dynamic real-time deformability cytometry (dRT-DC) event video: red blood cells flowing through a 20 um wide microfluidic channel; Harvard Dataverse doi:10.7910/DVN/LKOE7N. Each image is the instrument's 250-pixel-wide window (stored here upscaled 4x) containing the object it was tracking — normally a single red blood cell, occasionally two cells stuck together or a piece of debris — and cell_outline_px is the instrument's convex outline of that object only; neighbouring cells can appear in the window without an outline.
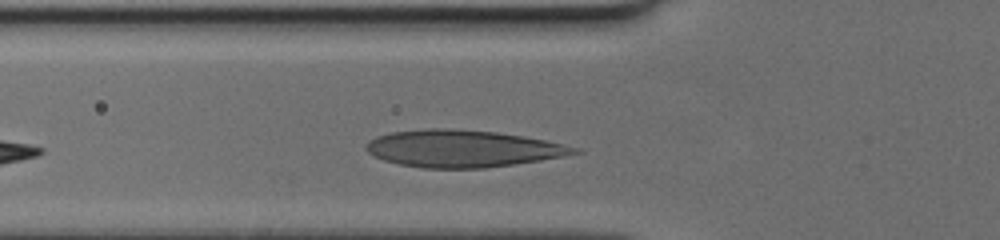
{"species": "human", "species_latin": "Homo sapiens", "temperature_condition": "cold", "stored_images_in_passage": 28, "camera_frame_rate_fps": 3000, "um_per_image_px": 0.085, "donor": {"sex": "female"}, "frame": {"image": 1, "passage_image": 6, "time_ms": 1.667, "image_size_px": [1000, 240], "cell_outline_px": [[584, 152], [540, 160], [484, 168], [424, 168], [400, 164], [384, 160], [368, 152], [364, 148], [368, 140], [376, 136], [392, 132], [428, 128], [448, 128], [496, 132], [524, 136], [544, 140], [576, 148]], "centroid_in_image_um": [39.27, 12.62], "position_along_channel_um": 86.5, "area_um2": 44.62}}
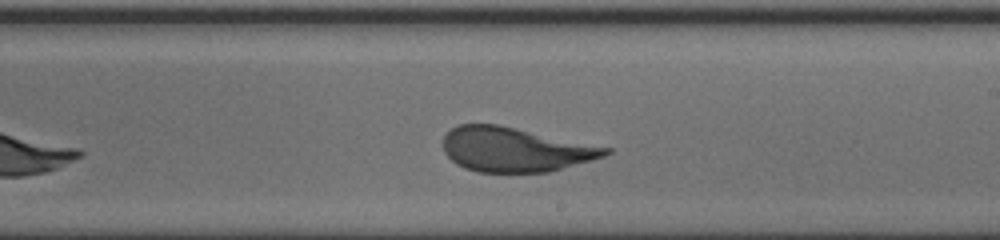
{"frame": {"image": 2, "passage_image": 18, "time_ms": 5.667, "image_size_px": [1000, 240], "cell_outline_px": [[612, 152], [604, 156], [548, 172], [476, 172], [464, 168], [456, 164], [444, 152], [444, 136], [452, 128], [460, 124], [496, 124], [612, 148]], "centroid_in_image_um": [43.76, 12.71], "position_along_channel_um": 245.2, "area_um2": 41.62}}
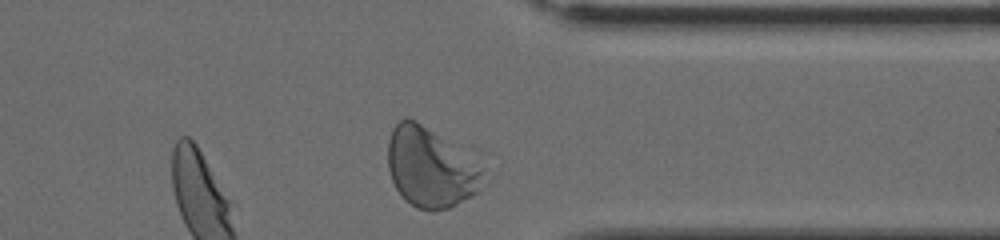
{"frame": {"image": 3, "passage_image": 28, "time_ms": 9.0, "image_size_px": [1000, 240], "cell_outline_px": [[484, 168], [476, 192], [472, 196], [448, 208], [432, 212], [416, 208], [404, 200], [396, 188], [392, 180], [388, 168], [388, 140], [392, 128], [400, 120], [416, 120]], "centroid_in_image_um": [36.52, 14.29], "position_along_channel_um": 374.9, "area_um2": 43.18}}